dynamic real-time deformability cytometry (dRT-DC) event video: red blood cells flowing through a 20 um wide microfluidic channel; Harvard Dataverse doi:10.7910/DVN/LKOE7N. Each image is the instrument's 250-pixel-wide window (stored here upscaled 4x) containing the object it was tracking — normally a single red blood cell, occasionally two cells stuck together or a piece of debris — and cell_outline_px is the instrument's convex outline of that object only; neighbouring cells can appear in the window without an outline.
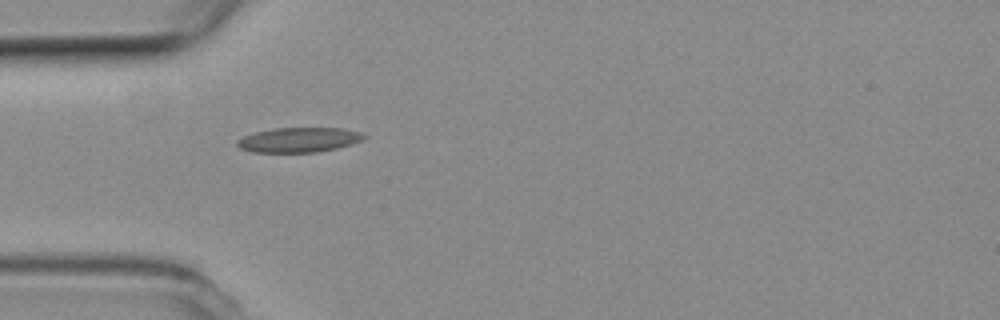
{"species": "common noctule bat (a hibernating species)", "species_latin": "Nyctalus noctula", "temperature_condition": "room temperature", "stored_images_in_passage": 2, "camera_frame_rate_fps": 3000, "um_per_image_px": 0.085, "animal": {"sex": "female", "body_mass_g": 19.3, "forearm_length_mm": 54.1}, "frame": {"image": 1, "passage_image": 1, "time_ms": 0.0, "image_size_px": [1000, 320], "cell_outline_px": [[368, 136], [360, 140], [336, 148], [316, 152], [252, 152], [240, 148], [236, 144], [236, 140], [244, 136], [256, 132], [276, 128], [340, 128], [360, 132]], "centroid_in_image_um": [25.36, 11.88], "position_along_channel_um": 59.6, "area_um2": 18.03}}
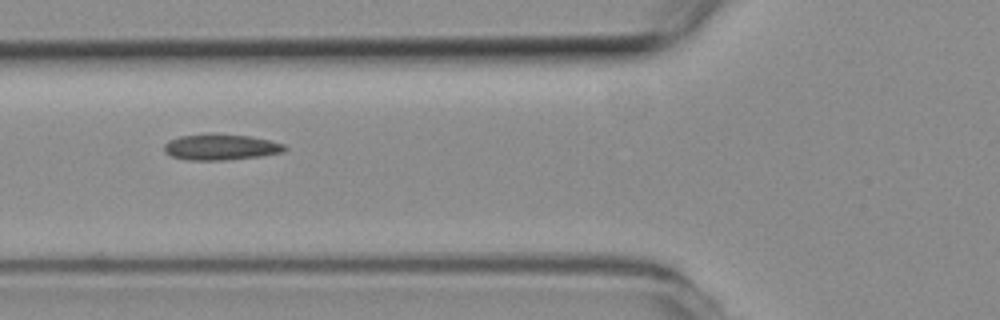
{"frame": {"image": 2, "passage_image": 2, "time_ms": 0.333, "image_size_px": [1000, 320], "cell_outline_px": [[288, 148], [284, 152], [260, 156], [224, 160], [188, 160], [172, 156], [164, 152], [164, 144], [168, 140], [180, 136], [208, 132], [212, 132], [248, 136], [268, 140], [284, 144]], "centroid_in_image_um": [18.73, 12.48], "position_along_channel_um": 107.1, "area_um2": 18.5}}